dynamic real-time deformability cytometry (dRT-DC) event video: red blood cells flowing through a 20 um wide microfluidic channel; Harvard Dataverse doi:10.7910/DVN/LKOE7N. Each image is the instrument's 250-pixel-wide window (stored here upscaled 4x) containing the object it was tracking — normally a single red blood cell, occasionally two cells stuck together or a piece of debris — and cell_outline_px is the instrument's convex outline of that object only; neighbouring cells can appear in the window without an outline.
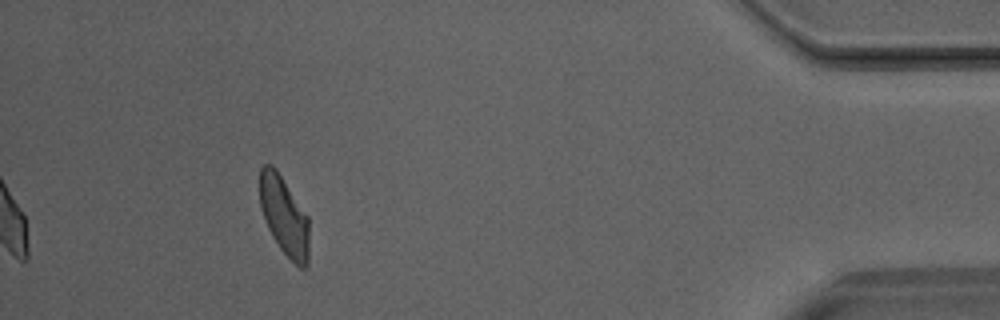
{"species": "Egyptian fruit bat (a non-hibernating species)", "species_latin": "Rousettus aegyptiacus", "temperature_condition": "room temperature", "stored_images_in_passage": 38, "camera_frame_rate_fps": 3000, "um_per_image_px": 0.085, "animal": {"sex": "male"}, "frame": {"image": 1, "passage_image": 38, "time_ms": 12.333, "image_size_px": [1000, 320], "cell_outline_px": [[308, 264], [304, 268], [300, 268], [280, 248], [272, 236], [268, 228], [260, 208], [260, 168], [264, 164], [272, 164], [276, 168], [308, 216]], "centroid_in_image_um": [24.14, 18.32], "position_along_channel_um": 411.1, "area_um2": 22.54}}